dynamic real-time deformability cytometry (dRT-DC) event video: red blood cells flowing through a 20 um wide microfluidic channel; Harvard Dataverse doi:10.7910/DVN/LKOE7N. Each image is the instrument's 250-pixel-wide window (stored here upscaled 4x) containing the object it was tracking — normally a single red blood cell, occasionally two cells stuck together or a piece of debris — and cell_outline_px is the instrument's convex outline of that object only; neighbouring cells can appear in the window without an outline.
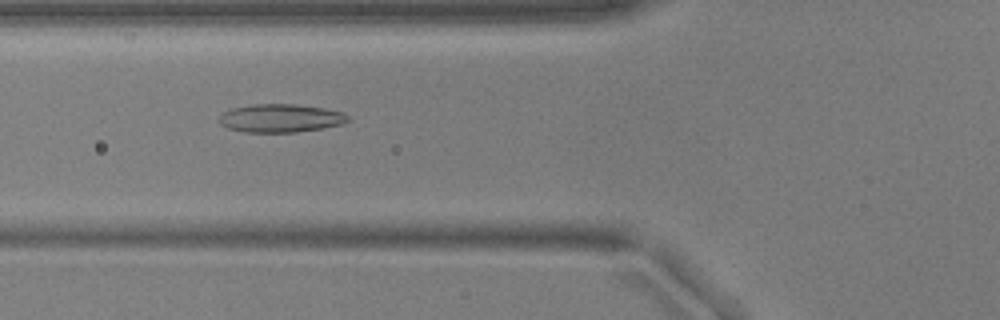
{"species": "common noctule bat (a hibernating species)", "species_latin": "Nyctalus noctula", "temperature_condition": "warm", "stored_images_in_passage": 38, "camera_frame_rate_fps": 3000, "um_per_image_px": 0.085, "animal": {"sex": "male", "body_mass_g": 17.9, "forearm_length_mm": 54.2}, "frame": {"image": 1, "passage_image": 5, "time_ms": 1.333, "image_size_px": [1000, 320], "cell_outline_px": [[348, 120], [344, 124], [324, 128], [296, 132], [244, 132], [228, 128], [220, 124], [216, 120], [220, 112], [232, 108], [252, 104], [296, 104], [324, 108], [340, 112], [348, 116]], "centroid_in_image_um": [23.78, 10.04], "position_along_channel_um": 102.0, "area_um2": 21.44}}
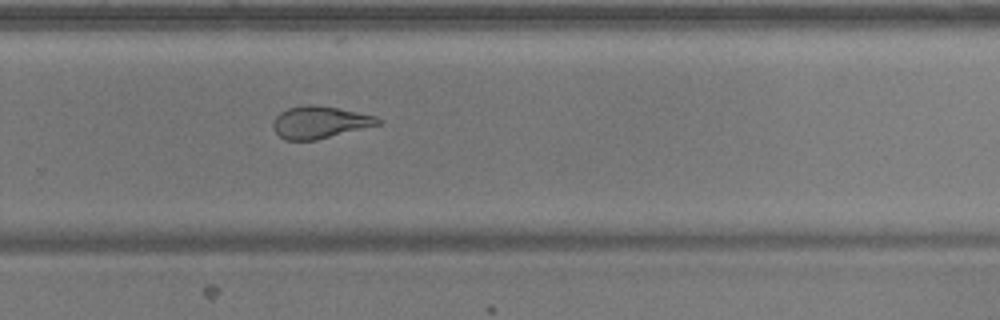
{"frame": {"image": 2, "passage_image": 21, "time_ms": 6.667, "image_size_px": [1000, 320], "cell_outline_px": [[380, 124], [316, 140], [284, 140], [276, 132], [272, 124], [276, 116], [280, 112], [288, 108], [304, 104], [312, 104], [336, 108], [376, 116], [380, 120]], "centroid_in_image_um": [27.14, 10.39], "position_along_channel_um": 302.7, "area_um2": 19.42}}
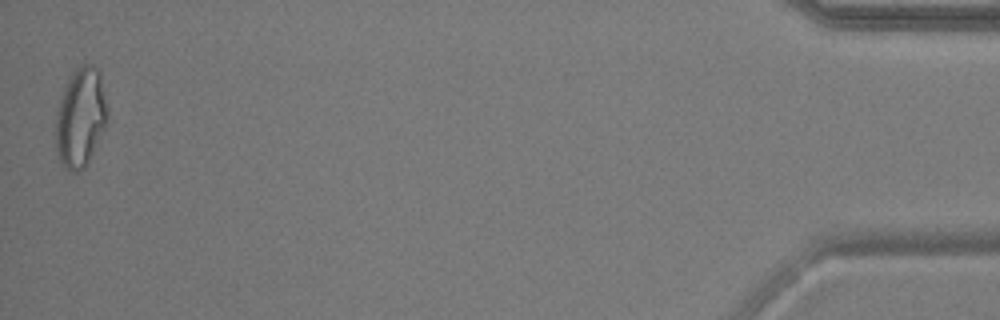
{"frame": {"image": 3, "passage_image": 38, "time_ms": 12.333, "image_size_px": [1000, 320], "cell_outline_px": [[108, 120], [84, 168], [76, 172], [72, 172], [60, 160], [56, 148], [56, 112], [60, 96], [72, 72], [76, 68], [84, 64], [92, 64], [100, 72], [108, 108]], "centroid_in_image_um": [6.85, 9.93], "position_along_channel_um": 428.3, "area_um2": 29.65}, "authors_computed_cell_mechanics": {"area_um2": 21.2126, "velocity_mm_per_s": 3.7581, "shape_relaxation_time_tau1_ms": 10.8127, "shape_relaxation_time_tau2_ms": 2.6057, "deformation_change_tau1": 0.2532, "deformation_change_tau2": 0.0999}}